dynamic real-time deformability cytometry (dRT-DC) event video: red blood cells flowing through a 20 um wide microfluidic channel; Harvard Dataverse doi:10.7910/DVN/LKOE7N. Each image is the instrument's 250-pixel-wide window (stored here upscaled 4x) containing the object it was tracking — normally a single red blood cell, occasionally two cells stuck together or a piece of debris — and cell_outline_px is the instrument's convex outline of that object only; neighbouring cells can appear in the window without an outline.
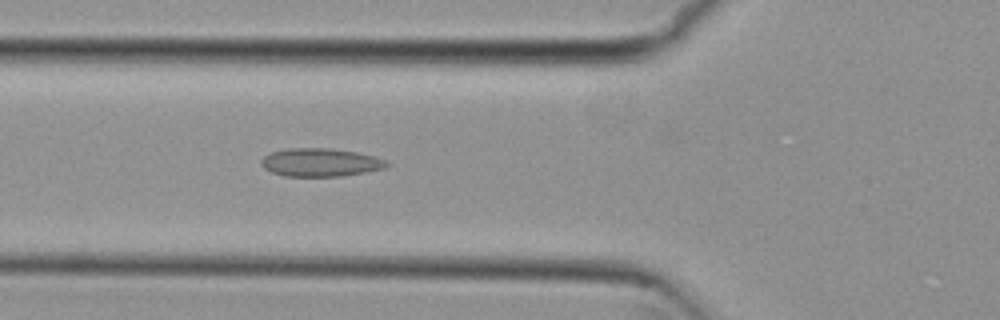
{"species": "common noctule bat (a hibernating species)", "species_latin": "Nyctalus noctula", "temperature_condition": "cold", "stored_images_in_passage": 30, "camera_frame_rate_fps": 3000, "um_per_image_px": 0.085, "animal": {"sex": "female", "body_mass_g": 29.2, "forearm_length_mm": 56.3}, "frame": {"image": 1, "passage_image": 8, "time_ms": 2.333, "image_size_px": [1000, 320], "cell_outline_px": [[392, 164], [384, 168], [364, 172], [340, 176], [284, 176], [272, 172], [264, 168], [260, 164], [260, 160], [264, 156], [272, 152], [288, 148], [332, 148], [356, 152], [388, 160]], "centroid_in_image_um": [27.24, 13.8], "position_along_channel_um": 98.6, "area_um2": 20.63}}
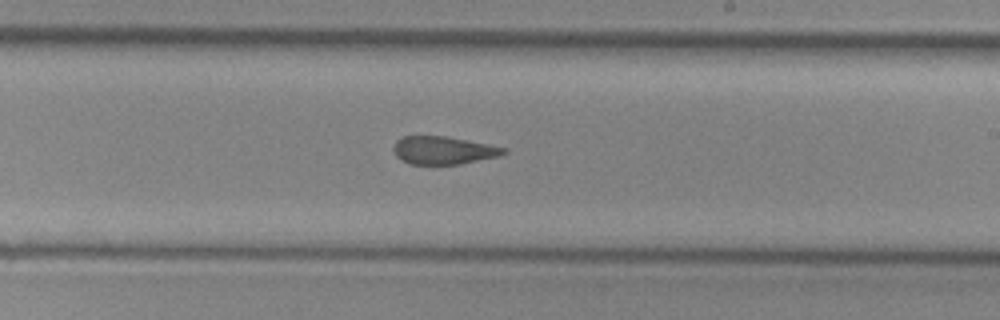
{"frame": {"image": 2, "passage_image": 20, "time_ms": 6.333, "image_size_px": [1000, 320], "cell_outline_px": [[508, 152], [500, 156], [460, 164], [408, 164], [400, 160], [396, 156], [392, 148], [396, 140], [404, 136], [444, 136], [508, 148]], "centroid_in_image_um": [37.67, 12.78], "position_along_channel_um": 251.3, "area_um2": 17.98}}
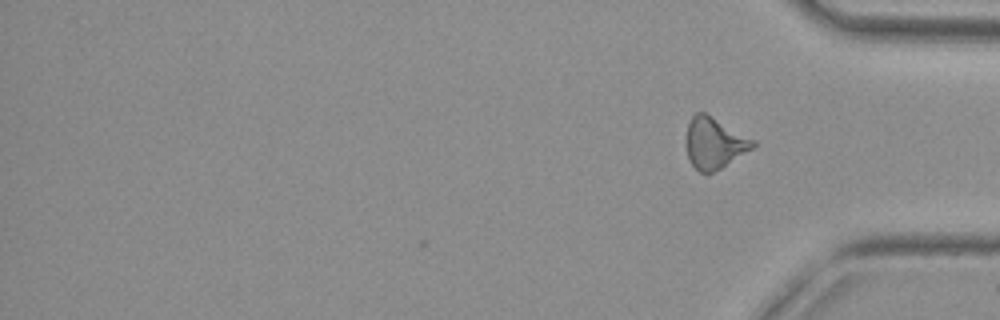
{"frame": {"image": 3, "passage_image": 30, "time_ms": 9.667, "image_size_px": [1000, 320], "cell_outline_px": [[756, 144], [752, 148], [720, 168], [712, 172], [700, 172], [688, 160], [684, 144], [684, 140], [688, 124], [692, 116], [696, 112], [704, 112], [756, 140]], "centroid_in_image_um": [60.67, 12.14], "position_along_channel_um": 374.5, "area_um2": 19.88}, "authors_computed_cell_mechanics": {"area_um2": 19.4497, "velocity_mm_per_s": 3.8107, "shape_relaxation_time_tau1_ms": null, "shape_relaxation_time_tau2_ms": 2.8483, "deformation_change_tau1": null, "deformation_change_tau2": 0.116}}